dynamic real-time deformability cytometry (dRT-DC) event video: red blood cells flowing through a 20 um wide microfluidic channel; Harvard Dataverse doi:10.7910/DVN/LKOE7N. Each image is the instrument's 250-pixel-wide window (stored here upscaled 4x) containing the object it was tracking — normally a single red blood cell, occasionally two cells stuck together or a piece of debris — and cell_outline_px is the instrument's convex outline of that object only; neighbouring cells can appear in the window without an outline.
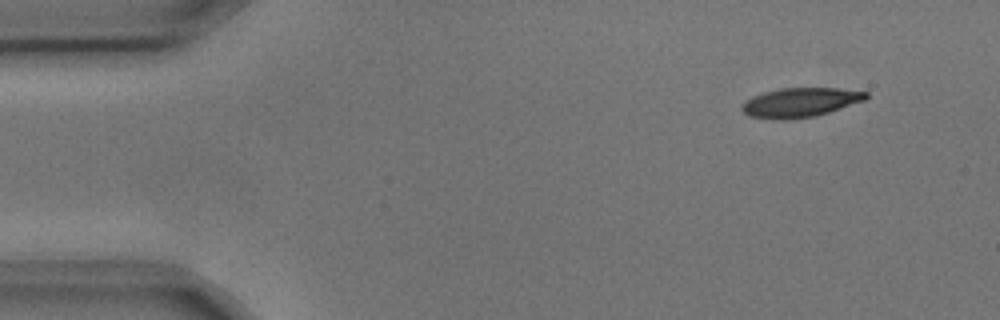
{"species": "common noctule bat (a hibernating species)", "species_latin": "Nyctalus noctula", "temperature_condition": "cold", "stored_images_in_passage": 4, "camera_frame_rate_fps": 3000, "um_per_image_px": 0.085, "animal": {"sex": "male", "body_mass_g": 17.9, "forearm_length_mm": 54.2}, "frame": {"image": 1, "passage_image": 1, "time_ms": 0.0, "image_size_px": [1000, 320], "cell_outline_px": [[868, 96], [864, 100], [816, 116], [784, 120], [780, 120], [748, 116], [740, 108], [744, 100], [752, 96], [764, 92], [780, 88], [836, 88], [868, 92]], "centroid_in_image_um": [67.96, 8.71], "position_along_channel_um": 17.0, "area_um2": 21.15}}
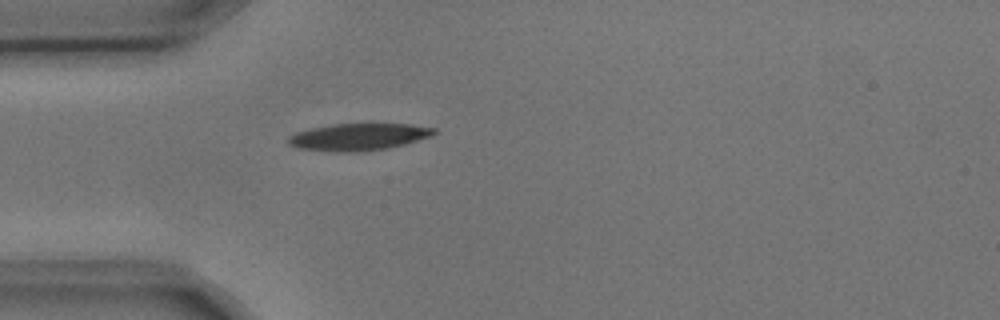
{"frame": {"image": 2, "passage_image": 4, "time_ms": 1.0, "image_size_px": [1000, 320], "cell_outline_px": [[440, 132], [432, 136], [404, 144], [388, 148], [360, 152], [336, 152], [296, 148], [288, 144], [288, 136], [296, 132], [312, 128], [332, 124], [408, 124], [436, 128]], "centroid_in_image_um": [30.49, 11.64], "position_along_channel_um": 54.5, "area_um2": 23.12}}